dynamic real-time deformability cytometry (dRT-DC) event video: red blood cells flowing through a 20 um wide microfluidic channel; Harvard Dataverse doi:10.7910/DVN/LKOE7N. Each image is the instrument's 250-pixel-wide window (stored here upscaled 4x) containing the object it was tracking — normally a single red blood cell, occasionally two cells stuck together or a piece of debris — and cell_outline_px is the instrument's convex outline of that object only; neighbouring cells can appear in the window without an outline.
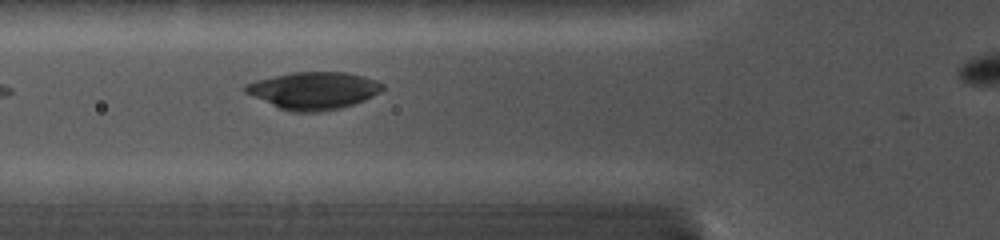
{"species": "common noctule bat (a hibernating species)", "species_latin": "Nyctalus noctula", "temperature_condition": "cold", "stored_images_in_passage": 3, "camera_frame_rate_fps": 5000, "um_per_image_px": 0.085, "animal": {"sex": "female", "body_mass_g": 19.0, "forearm_length_mm": 56.7}, "frame": {"image": 1, "passage_image": 2, "time_ms": 1.0, "image_size_px": [1000, 240], "cell_outline_px": [[384, 88], [380, 92], [364, 100], [340, 108], [320, 112], [292, 112], [280, 108], [244, 92], [244, 84], [256, 80], [292, 72], [348, 72], [364, 76], [376, 80], [384, 84]], "centroid_in_image_um": [26.67, 7.69], "position_along_channel_um": 99.1, "area_um2": 29.77}}